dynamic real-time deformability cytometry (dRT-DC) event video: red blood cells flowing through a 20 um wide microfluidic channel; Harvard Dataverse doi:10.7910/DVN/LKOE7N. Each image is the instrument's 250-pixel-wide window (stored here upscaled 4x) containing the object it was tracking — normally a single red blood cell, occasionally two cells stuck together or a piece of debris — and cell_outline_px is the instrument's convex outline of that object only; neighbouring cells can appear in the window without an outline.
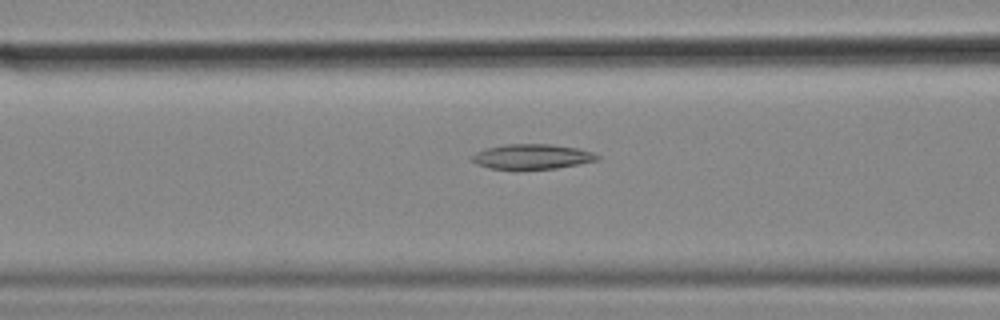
{"species": "common noctule bat (a hibernating species)", "species_latin": "Nyctalus noctula", "temperature_condition": "cold", "stored_images_in_passage": 45, "camera_frame_rate_fps": 3000, "um_per_image_px": 0.085, "animal": {"sex": "female", "body_mass_g": 18.4}, "frame": {"image": 1, "passage_image": 18, "time_ms": 5.667, "image_size_px": [1000, 320], "cell_outline_px": [[600, 156], [596, 160], [580, 164], [556, 168], [516, 172], [488, 168], [476, 164], [468, 156], [484, 148], [504, 144], [552, 144], [576, 148], [592, 152]], "centroid_in_image_um": [45.12, 13.35], "position_along_channel_um": 121.5, "area_um2": 19.07}}
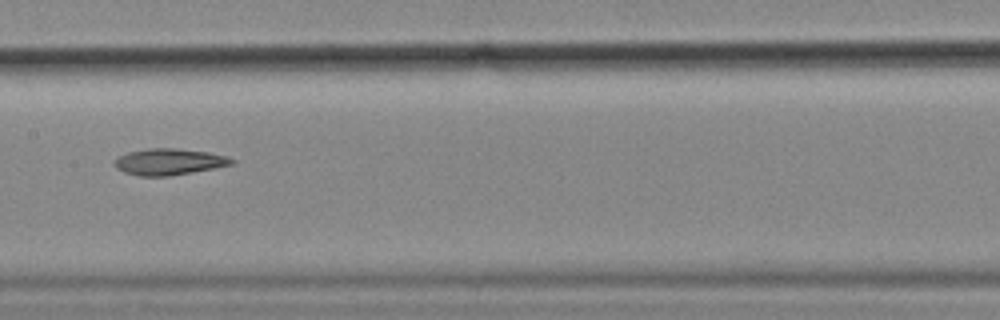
{"frame": {"image": 2, "passage_image": 24, "time_ms": 7.667, "image_size_px": [1000, 320], "cell_outline_px": [[236, 160], [232, 164], [192, 172], [168, 176], [140, 176], [124, 172], [116, 168], [112, 164], [112, 160], [128, 152], [148, 148], [172, 148], [208, 152], [228, 156]], "centroid_in_image_um": [14.32, 13.75], "position_along_channel_um": 193.1, "area_um2": 17.98}}
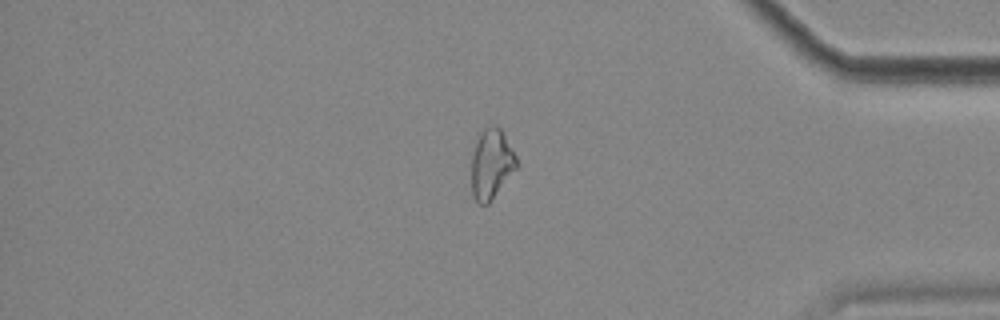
{"frame": {"image": 3, "passage_image": 43, "time_ms": 14.0, "image_size_px": [1000, 320], "cell_outline_px": [[516, 168], [488, 204], [480, 204], [476, 200], [472, 192], [472, 156], [476, 140], [484, 128], [488, 124], [496, 124], [504, 132], [516, 156]], "centroid_in_image_um": [41.76, 13.88], "position_along_channel_um": 393.4, "area_um2": 18.21}}